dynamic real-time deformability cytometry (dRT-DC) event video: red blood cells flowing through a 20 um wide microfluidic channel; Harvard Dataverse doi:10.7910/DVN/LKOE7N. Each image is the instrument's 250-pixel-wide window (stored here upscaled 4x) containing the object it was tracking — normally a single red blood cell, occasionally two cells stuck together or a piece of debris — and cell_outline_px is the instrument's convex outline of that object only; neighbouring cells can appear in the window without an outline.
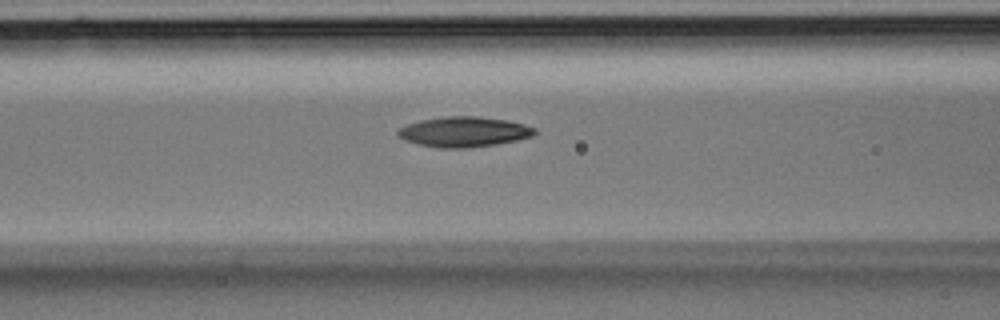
{"species": "Egyptian fruit bat (a non-hibernating species)", "species_latin": "Rousettus aegyptiacus", "temperature_condition": "room temperature", "stored_images_in_passage": 31, "camera_frame_rate_fps": 3000, "um_per_image_px": 0.085, "animal": {"sex": "male"}, "frame": {"image": 1, "passage_image": 10, "time_ms": 3.0, "image_size_px": [1000, 320], "cell_outline_px": [[536, 132], [532, 136], [516, 140], [496, 144], [468, 148], [440, 148], [420, 144], [404, 140], [396, 132], [400, 128], [408, 124], [420, 120], [444, 116], [476, 116], [508, 120], [524, 124], [536, 128]], "centroid_in_image_um": [39.45, 11.2], "position_along_channel_um": 127.2, "area_um2": 23.99}}
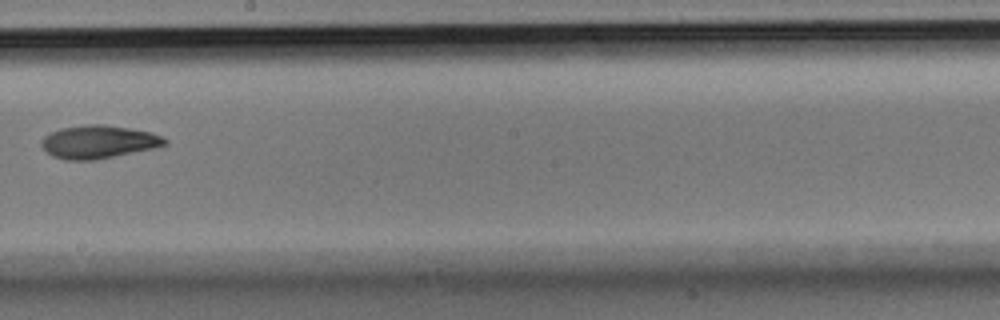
{"frame": {"image": 2, "passage_image": 16, "time_ms": 5.0, "image_size_px": [1000, 320], "cell_outline_px": [[168, 144], [152, 148], [96, 160], [64, 160], [52, 156], [40, 144], [44, 136], [60, 128], [88, 124], [104, 124], [152, 132], [168, 140]], "centroid_in_image_um": [8.36, 12.06], "position_along_channel_um": 239.8, "area_um2": 23.64}}
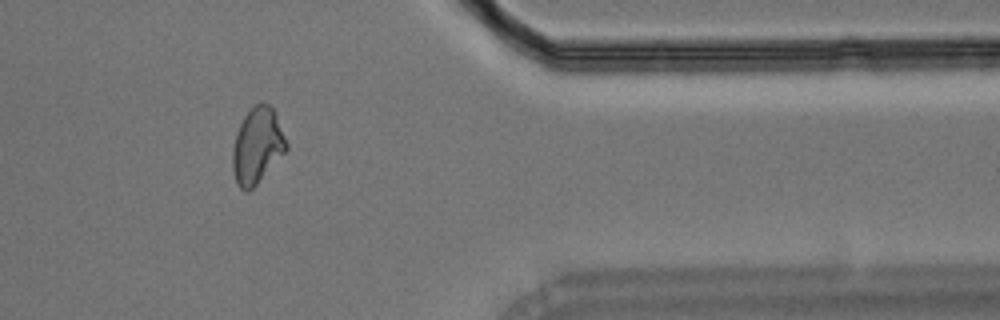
{"frame": {"image": 3, "passage_image": 25, "time_ms": 8.0, "image_size_px": [1000, 320], "cell_outline_px": [[288, 148], [256, 184], [248, 192], [244, 192], [236, 184], [232, 168], [232, 148], [236, 132], [244, 116], [260, 100], [268, 104], [276, 112], [288, 144]], "centroid_in_image_um": [21.85, 12.37], "position_along_channel_um": 389.5, "area_um2": 23.81}}